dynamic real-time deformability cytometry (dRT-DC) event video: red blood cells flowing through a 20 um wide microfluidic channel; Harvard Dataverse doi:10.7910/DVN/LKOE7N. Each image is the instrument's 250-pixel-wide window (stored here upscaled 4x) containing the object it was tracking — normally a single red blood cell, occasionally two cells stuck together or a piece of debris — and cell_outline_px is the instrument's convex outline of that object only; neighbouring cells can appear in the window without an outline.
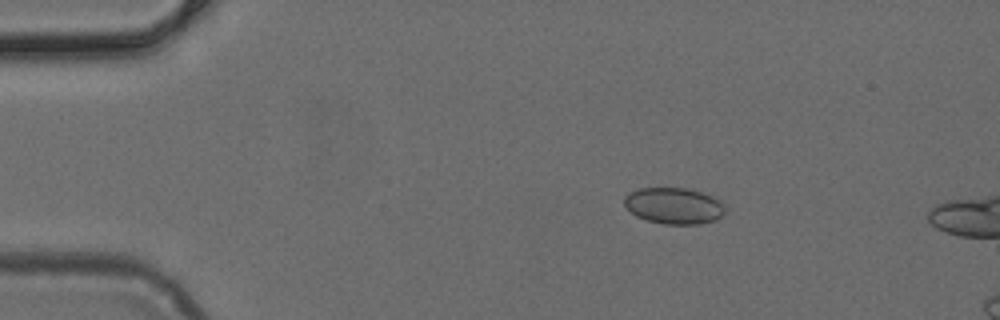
{"species": "common noctule bat (a hibernating species)", "species_latin": "Nyctalus noctula", "temperature_condition": "cold", "stored_images_in_passage": 3, "camera_frame_rate_fps": 3000, "um_per_image_px": 0.085, "animal": {"sex": "female", "body_mass_g": 24.6, "forearm_length_mm": 56.2}, "frame": {"image": 1, "passage_image": 2, "time_ms": 0.333, "image_size_px": [1000, 320], "cell_outline_px": [[724, 212], [716, 220], [700, 224], [664, 224], [648, 220], [636, 216], [624, 204], [624, 196], [628, 192], [640, 188], [684, 188], [700, 192], [712, 196], [720, 200], [724, 204]], "centroid_in_image_um": [57.27, 17.49], "position_along_channel_um": 27.7, "area_um2": 21.27}}